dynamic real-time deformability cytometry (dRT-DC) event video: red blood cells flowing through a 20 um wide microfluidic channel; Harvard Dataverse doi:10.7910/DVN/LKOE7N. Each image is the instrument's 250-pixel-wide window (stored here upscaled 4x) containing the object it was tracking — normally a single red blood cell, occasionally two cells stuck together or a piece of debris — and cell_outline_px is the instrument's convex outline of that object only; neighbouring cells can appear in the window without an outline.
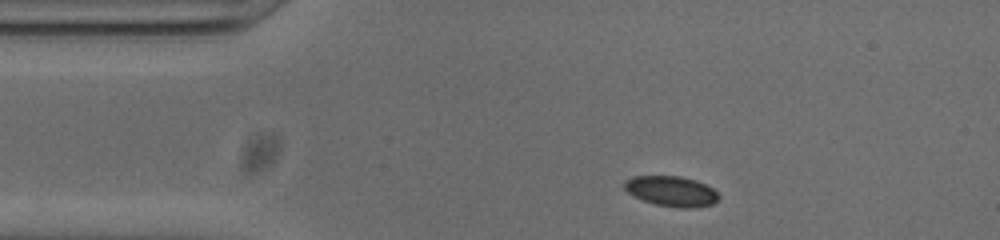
{"species": "common noctule bat (a hibernating species)", "species_latin": "Nyctalus noctula", "temperature_condition": "cold", "stored_images_in_passage": 47, "camera_frame_rate_fps": 3000, "um_per_image_px": 0.085, "animal": {"sex": "male", "body_mass_g": 20.0, "forearm_length_mm": 53.3}, "frame": {"image": 1, "passage_image": 3, "time_ms": 0.667, "image_size_px": [1000, 240], "cell_outline_px": [[720, 196], [712, 204], [696, 208], [680, 208], [656, 204], [644, 200], [628, 192], [624, 188], [624, 180], [632, 176], [680, 176], [696, 180], [712, 188]], "centroid_in_image_um": [57.07, 16.24], "position_along_channel_um": 27.9, "area_um2": 16.53}}
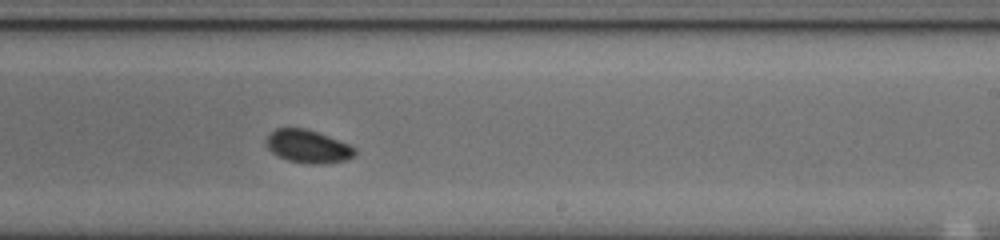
{"frame": {"image": 2, "passage_image": 25, "time_ms": 8.0, "image_size_px": [1000, 240], "cell_outline_px": [[356, 156], [344, 160], [324, 164], [316, 164], [288, 160], [272, 152], [264, 144], [264, 140], [276, 128], [304, 128], [328, 136], [348, 144], [356, 148]], "centroid_in_image_um": [26.17, 12.44], "position_along_channel_um": 262.8, "area_um2": 16.88}}
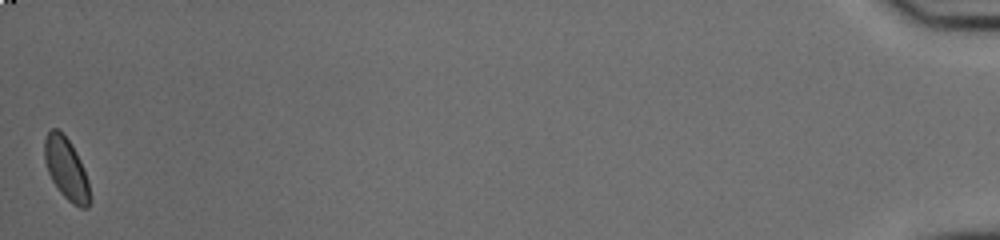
{"frame": {"image": 3, "passage_image": 47, "time_ms": 15.333, "image_size_px": [1000, 240], "cell_outline_px": [[92, 200], [88, 208], [80, 208], [72, 204], [60, 192], [52, 180], [48, 172], [44, 160], [44, 140], [48, 132], [52, 128], [56, 128], [72, 144], [80, 160], [88, 180]], "centroid_in_image_um": [5.65, 14.39], "position_along_channel_um": 429.5, "area_um2": 16.42}}